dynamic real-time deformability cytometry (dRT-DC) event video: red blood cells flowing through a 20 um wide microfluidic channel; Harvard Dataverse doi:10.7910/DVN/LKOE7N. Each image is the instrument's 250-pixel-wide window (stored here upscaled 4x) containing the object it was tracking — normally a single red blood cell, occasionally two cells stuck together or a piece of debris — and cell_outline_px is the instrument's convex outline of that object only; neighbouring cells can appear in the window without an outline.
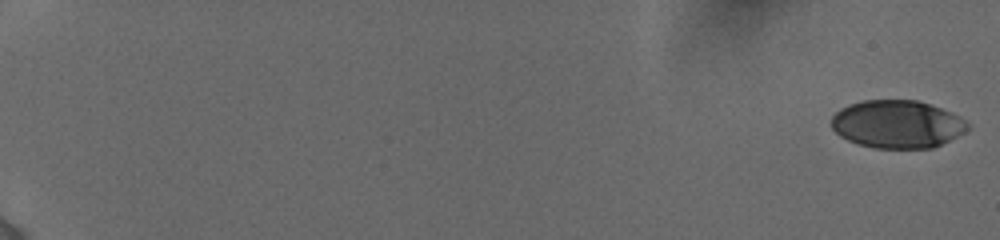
{"species": "human", "species_latin": "Homo sapiens", "temperature_condition": "cold", "stored_images_in_passage": 19, "camera_frame_rate_fps": 3000, "um_per_image_px": 0.085, "donor": {"sex": "female"}, "frame": {"image": 1, "passage_image": 1, "time_ms": 0.0, "image_size_px": [1000, 240], "cell_outline_px": [[968, 128], [964, 132], [932, 148], [872, 148], [848, 140], [840, 136], [832, 128], [832, 116], [840, 108], [848, 104], [864, 100], [916, 100], [952, 112], [960, 116], [968, 124]], "centroid_in_image_um": [76.24, 10.55], "position_along_channel_um": 8.8, "area_um2": 37.8}}
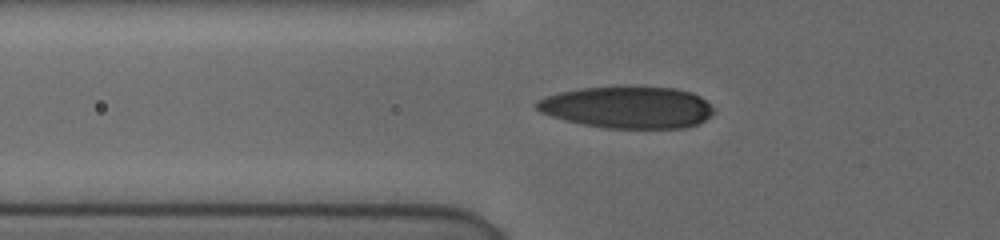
{"frame": {"image": 2, "passage_image": 16, "time_ms": 7.333, "image_size_px": [1000, 240], "cell_outline_px": [[712, 116], [696, 124], [684, 128], [608, 128], [584, 124], [552, 116], [540, 112], [532, 104], [536, 100], [544, 96], [576, 88], [628, 84], [676, 88], [692, 92], [700, 96], [712, 108]], "centroid_in_image_um": [53.31, 9.07], "position_along_channel_um": 72.5, "area_um2": 44.1}}
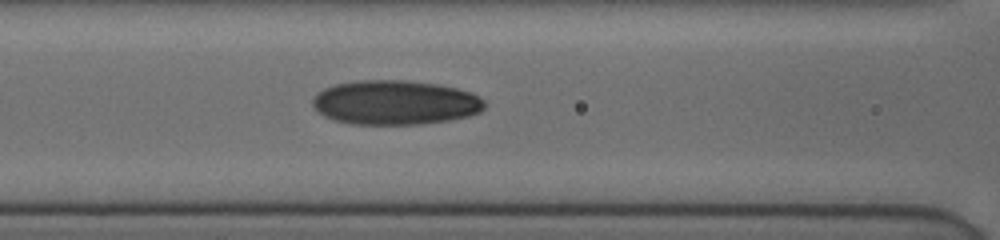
{"frame": {"image": 3, "passage_image": 19, "time_ms": 9.0, "image_size_px": [1000, 240], "cell_outline_px": [[484, 108], [480, 112], [468, 116], [448, 120], [420, 124], [352, 124], [336, 120], [324, 116], [312, 104], [312, 100], [316, 92], [324, 88], [336, 84], [360, 80], [404, 80], [436, 84], [456, 88], [472, 92], [484, 100]], "centroid_in_image_um": [33.59, 8.71], "position_along_channel_um": 133.0, "area_um2": 44.39}}